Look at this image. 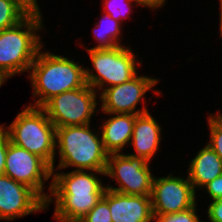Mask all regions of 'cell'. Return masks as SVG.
Listing matches in <instances>:
<instances>
[{
    "mask_svg": "<svg viewBox=\"0 0 222 222\" xmlns=\"http://www.w3.org/2000/svg\"><path fill=\"white\" fill-rule=\"evenodd\" d=\"M95 173L105 172L72 170L69 173H54L49 185L51 196L46 209L55 201L54 218L59 222H79L103 197L106 186Z\"/></svg>",
    "mask_w": 222,
    "mask_h": 222,
    "instance_id": "obj_1",
    "label": "cell"
},
{
    "mask_svg": "<svg viewBox=\"0 0 222 222\" xmlns=\"http://www.w3.org/2000/svg\"><path fill=\"white\" fill-rule=\"evenodd\" d=\"M33 97H38L30 106L42 107L53 96L84 87L85 68L64 56L38 51L30 67Z\"/></svg>",
    "mask_w": 222,
    "mask_h": 222,
    "instance_id": "obj_2",
    "label": "cell"
},
{
    "mask_svg": "<svg viewBox=\"0 0 222 222\" xmlns=\"http://www.w3.org/2000/svg\"><path fill=\"white\" fill-rule=\"evenodd\" d=\"M41 13H30L14 27L0 31V71L7 77L30 72L40 48L41 36L36 34L43 29Z\"/></svg>",
    "mask_w": 222,
    "mask_h": 222,
    "instance_id": "obj_3",
    "label": "cell"
},
{
    "mask_svg": "<svg viewBox=\"0 0 222 222\" xmlns=\"http://www.w3.org/2000/svg\"><path fill=\"white\" fill-rule=\"evenodd\" d=\"M56 148H59L57 169L76 167V170L105 172L108 153L102 136L90 129V124L56 128Z\"/></svg>",
    "mask_w": 222,
    "mask_h": 222,
    "instance_id": "obj_4",
    "label": "cell"
},
{
    "mask_svg": "<svg viewBox=\"0 0 222 222\" xmlns=\"http://www.w3.org/2000/svg\"><path fill=\"white\" fill-rule=\"evenodd\" d=\"M10 141L42 158L54 172L56 127L42 107L28 106L7 127Z\"/></svg>",
    "mask_w": 222,
    "mask_h": 222,
    "instance_id": "obj_5",
    "label": "cell"
},
{
    "mask_svg": "<svg viewBox=\"0 0 222 222\" xmlns=\"http://www.w3.org/2000/svg\"><path fill=\"white\" fill-rule=\"evenodd\" d=\"M131 47L119 45L111 49H87L90 56L94 74L89 68H85L86 83L94 90L116 86L131 80L137 73L135 54ZM106 86V87H104Z\"/></svg>",
    "mask_w": 222,
    "mask_h": 222,
    "instance_id": "obj_6",
    "label": "cell"
},
{
    "mask_svg": "<svg viewBox=\"0 0 222 222\" xmlns=\"http://www.w3.org/2000/svg\"><path fill=\"white\" fill-rule=\"evenodd\" d=\"M97 90L86 84L53 96L42 108L56 128L90 124L97 108Z\"/></svg>",
    "mask_w": 222,
    "mask_h": 222,
    "instance_id": "obj_7",
    "label": "cell"
},
{
    "mask_svg": "<svg viewBox=\"0 0 222 222\" xmlns=\"http://www.w3.org/2000/svg\"><path fill=\"white\" fill-rule=\"evenodd\" d=\"M105 176L117 180L119 187L107 186L126 195H151L152 181L149 162L142 157H135L123 153L108 155Z\"/></svg>",
    "mask_w": 222,
    "mask_h": 222,
    "instance_id": "obj_8",
    "label": "cell"
},
{
    "mask_svg": "<svg viewBox=\"0 0 222 222\" xmlns=\"http://www.w3.org/2000/svg\"><path fill=\"white\" fill-rule=\"evenodd\" d=\"M4 174L33 189L45 202L50 197L43 193V185L53 175L51 167L39 156L13 144L9 136Z\"/></svg>",
    "mask_w": 222,
    "mask_h": 222,
    "instance_id": "obj_9",
    "label": "cell"
},
{
    "mask_svg": "<svg viewBox=\"0 0 222 222\" xmlns=\"http://www.w3.org/2000/svg\"><path fill=\"white\" fill-rule=\"evenodd\" d=\"M196 192L189 179L168 175L153 178L151 203L153 214H171L187 210L196 202Z\"/></svg>",
    "mask_w": 222,
    "mask_h": 222,
    "instance_id": "obj_10",
    "label": "cell"
},
{
    "mask_svg": "<svg viewBox=\"0 0 222 222\" xmlns=\"http://www.w3.org/2000/svg\"><path fill=\"white\" fill-rule=\"evenodd\" d=\"M159 79L136 75L122 84L105 88L100 94L101 108L104 113H124L140 115L149 112L144 106L136 110L137 104L143 100L144 95L153 89Z\"/></svg>",
    "mask_w": 222,
    "mask_h": 222,
    "instance_id": "obj_11",
    "label": "cell"
},
{
    "mask_svg": "<svg viewBox=\"0 0 222 222\" xmlns=\"http://www.w3.org/2000/svg\"><path fill=\"white\" fill-rule=\"evenodd\" d=\"M46 209V202L30 187L0 175V220L13 221Z\"/></svg>",
    "mask_w": 222,
    "mask_h": 222,
    "instance_id": "obj_12",
    "label": "cell"
},
{
    "mask_svg": "<svg viewBox=\"0 0 222 222\" xmlns=\"http://www.w3.org/2000/svg\"><path fill=\"white\" fill-rule=\"evenodd\" d=\"M112 222L154 221L151 195H126L108 189Z\"/></svg>",
    "mask_w": 222,
    "mask_h": 222,
    "instance_id": "obj_13",
    "label": "cell"
},
{
    "mask_svg": "<svg viewBox=\"0 0 222 222\" xmlns=\"http://www.w3.org/2000/svg\"><path fill=\"white\" fill-rule=\"evenodd\" d=\"M161 131L160 125L149 112L137 115L129 144L133 145L136 153L130 155L142 157L150 162L160 146Z\"/></svg>",
    "mask_w": 222,
    "mask_h": 222,
    "instance_id": "obj_14",
    "label": "cell"
},
{
    "mask_svg": "<svg viewBox=\"0 0 222 222\" xmlns=\"http://www.w3.org/2000/svg\"><path fill=\"white\" fill-rule=\"evenodd\" d=\"M109 115L113 116L100 127L103 146L108 154L121 153L124 146L131 141L137 115L124 113Z\"/></svg>",
    "mask_w": 222,
    "mask_h": 222,
    "instance_id": "obj_15",
    "label": "cell"
},
{
    "mask_svg": "<svg viewBox=\"0 0 222 222\" xmlns=\"http://www.w3.org/2000/svg\"><path fill=\"white\" fill-rule=\"evenodd\" d=\"M190 162L187 177L195 192L196 188H203L222 174V160L208 145H205Z\"/></svg>",
    "mask_w": 222,
    "mask_h": 222,
    "instance_id": "obj_16",
    "label": "cell"
},
{
    "mask_svg": "<svg viewBox=\"0 0 222 222\" xmlns=\"http://www.w3.org/2000/svg\"><path fill=\"white\" fill-rule=\"evenodd\" d=\"M94 35L99 45L91 49H111L121 45V23L103 12L101 22L96 23ZM119 41V42H118Z\"/></svg>",
    "mask_w": 222,
    "mask_h": 222,
    "instance_id": "obj_17",
    "label": "cell"
},
{
    "mask_svg": "<svg viewBox=\"0 0 222 222\" xmlns=\"http://www.w3.org/2000/svg\"><path fill=\"white\" fill-rule=\"evenodd\" d=\"M29 14L17 0H0V31L16 26Z\"/></svg>",
    "mask_w": 222,
    "mask_h": 222,
    "instance_id": "obj_18",
    "label": "cell"
},
{
    "mask_svg": "<svg viewBox=\"0 0 222 222\" xmlns=\"http://www.w3.org/2000/svg\"><path fill=\"white\" fill-rule=\"evenodd\" d=\"M79 222H112L108 205V189L100 201Z\"/></svg>",
    "mask_w": 222,
    "mask_h": 222,
    "instance_id": "obj_19",
    "label": "cell"
},
{
    "mask_svg": "<svg viewBox=\"0 0 222 222\" xmlns=\"http://www.w3.org/2000/svg\"><path fill=\"white\" fill-rule=\"evenodd\" d=\"M208 125L210 129V141L207 145L222 160V120L216 114H212L208 117Z\"/></svg>",
    "mask_w": 222,
    "mask_h": 222,
    "instance_id": "obj_20",
    "label": "cell"
},
{
    "mask_svg": "<svg viewBox=\"0 0 222 222\" xmlns=\"http://www.w3.org/2000/svg\"><path fill=\"white\" fill-rule=\"evenodd\" d=\"M131 2L136 3L135 0H105L103 3V5H104L103 12L109 14L115 20H118L121 22V21H123L122 19L124 18V16L126 18L129 16V13H131V11H129V8L132 7ZM122 3H124V4H122ZM125 6H126V8L124 9ZM125 14H127V15H125Z\"/></svg>",
    "mask_w": 222,
    "mask_h": 222,
    "instance_id": "obj_21",
    "label": "cell"
},
{
    "mask_svg": "<svg viewBox=\"0 0 222 222\" xmlns=\"http://www.w3.org/2000/svg\"><path fill=\"white\" fill-rule=\"evenodd\" d=\"M196 204L184 211L171 214H153L155 222H201L196 214Z\"/></svg>",
    "mask_w": 222,
    "mask_h": 222,
    "instance_id": "obj_22",
    "label": "cell"
},
{
    "mask_svg": "<svg viewBox=\"0 0 222 222\" xmlns=\"http://www.w3.org/2000/svg\"><path fill=\"white\" fill-rule=\"evenodd\" d=\"M8 148V133L0 125V175L4 174L5 160Z\"/></svg>",
    "mask_w": 222,
    "mask_h": 222,
    "instance_id": "obj_23",
    "label": "cell"
},
{
    "mask_svg": "<svg viewBox=\"0 0 222 222\" xmlns=\"http://www.w3.org/2000/svg\"><path fill=\"white\" fill-rule=\"evenodd\" d=\"M207 212L210 222H222V199L212 200Z\"/></svg>",
    "mask_w": 222,
    "mask_h": 222,
    "instance_id": "obj_24",
    "label": "cell"
},
{
    "mask_svg": "<svg viewBox=\"0 0 222 222\" xmlns=\"http://www.w3.org/2000/svg\"><path fill=\"white\" fill-rule=\"evenodd\" d=\"M205 188L212 200L222 199V174L205 185Z\"/></svg>",
    "mask_w": 222,
    "mask_h": 222,
    "instance_id": "obj_25",
    "label": "cell"
},
{
    "mask_svg": "<svg viewBox=\"0 0 222 222\" xmlns=\"http://www.w3.org/2000/svg\"><path fill=\"white\" fill-rule=\"evenodd\" d=\"M137 5L142 7L153 8L156 10L159 7H162L165 4L166 0H135ZM156 8V9H155Z\"/></svg>",
    "mask_w": 222,
    "mask_h": 222,
    "instance_id": "obj_26",
    "label": "cell"
},
{
    "mask_svg": "<svg viewBox=\"0 0 222 222\" xmlns=\"http://www.w3.org/2000/svg\"><path fill=\"white\" fill-rule=\"evenodd\" d=\"M21 3L30 13H41L37 0H17Z\"/></svg>",
    "mask_w": 222,
    "mask_h": 222,
    "instance_id": "obj_27",
    "label": "cell"
},
{
    "mask_svg": "<svg viewBox=\"0 0 222 222\" xmlns=\"http://www.w3.org/2000/svg\"><path fill=\"white\" fill-rule=\"evenodd\" d=\"M220 35H221V38H222V0H220Z\"/></svg>",
    "mask_w": 222,
    "mask_h": 222,
    "instance_id": "obj_28",
    "label": "cell"
},
{
    "mask_svg": "<svg viewBox=\"0 0 222 222\" xmlns=\"http://www.w3.org/2000/svg\"><path fill=\"white\" fill-rule=\"evenodd\" d=\"M8 79L1 71H0V87L1 85Z\"/></svg>",
    "mask_w": 222,
    "mask_h": 222,
    "instance_id": "obj_29",
    "label": "cell"
},
{
    "mask_svg": "<svg viewBox=\"0 0 222 222\" xmlns=\"http://www.w3.org/2000/svg\"><path fill=\"white\" fill-rule=\"evenodd\" d=\"M216 115L222 120V114H220L219 112L216 113Z\"/></svg>",
    "mask_w": 222,
    "mask_h": 222,
    "instance_id": "obj_30",
    "label": "cell"
}]
</instances>
